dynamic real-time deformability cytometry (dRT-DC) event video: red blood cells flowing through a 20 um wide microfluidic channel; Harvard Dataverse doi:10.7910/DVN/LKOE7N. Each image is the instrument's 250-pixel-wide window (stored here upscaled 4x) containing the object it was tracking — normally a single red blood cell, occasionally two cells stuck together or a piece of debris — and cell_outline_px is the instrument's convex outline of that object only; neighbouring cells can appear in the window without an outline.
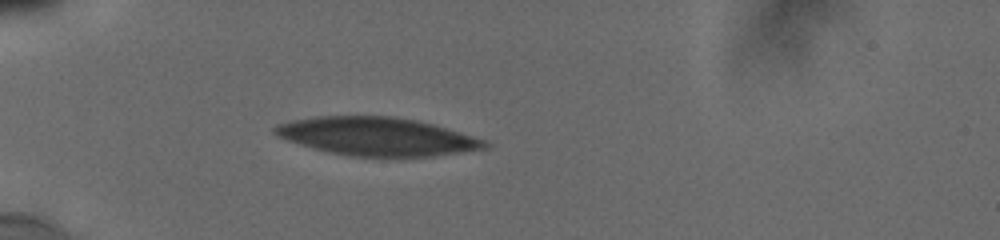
{"species": "human", "species_latin": "Homo sapiens", "temperature_condition": "cold", "stored_images_in_passage": 4, "camera_frame_rate_fps": 3000, "um_per_image_px": 0.085, "donor": {"sex": "male"}, "frame": {"image": 1, "passage_image": 2, "time_ms": 0.667, "image_size_px": [1000, 240], "cell_outline_px": [[488, 148], [432, 156], [352, 156], [332, 152], [300, 144], [276, 136], [272, 132], [272, 128], [276, 124], [292, 120], [316, 116], [392, 116], [416, 120], [432, 124], [484, 140], [488, 144]], "centroid_in_image_um": [31.98, 11.58], "position_along_channel_um": 53.0, "area_um2": 46.12}}